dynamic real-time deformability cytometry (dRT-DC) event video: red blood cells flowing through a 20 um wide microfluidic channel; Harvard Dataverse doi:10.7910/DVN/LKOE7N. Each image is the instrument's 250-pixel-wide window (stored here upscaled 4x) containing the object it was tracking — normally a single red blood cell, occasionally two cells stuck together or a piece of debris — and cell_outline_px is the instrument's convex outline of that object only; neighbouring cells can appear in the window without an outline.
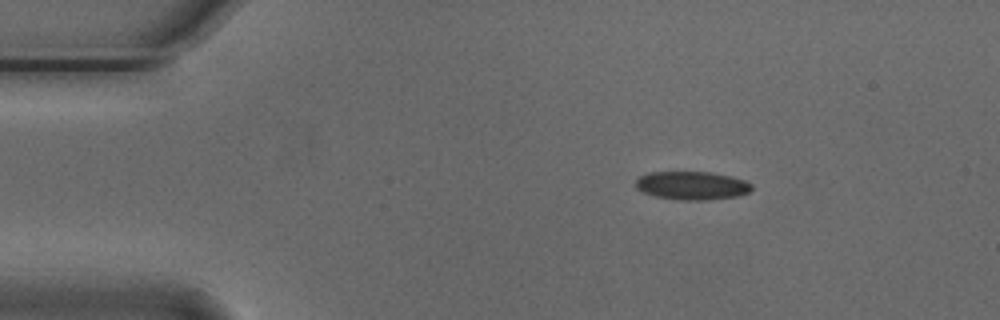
{"species": "Egyptian fruit bat (a non-hibernating species)", "species_latin": "Rousettus aegyptiacus", "temperature_condition": "cold", "stored_images_in_passage": 47, "camera_frame_rate_fps": 3000, "um_per_image_px": 0.085, "animal": {"sex": "male"}, "frame": {"image": 1, "passage_image": 1, "time_ms": 0.0, "image_size_px": [1000, 320], "cell_outline_px": [[752, 188], [748, 192], [736, 196], [704, 200], [680, 200], [656, 196], [644, 192], [636, 188], [636, 180], [640, 176], [648, 172], [712, 172], [732, 176], [744, 180], [752, 184]], "centroid_in_image_um": [58.82, 15.76], "position_along_channel_um": 26.2, "area_um2": 19.07}}
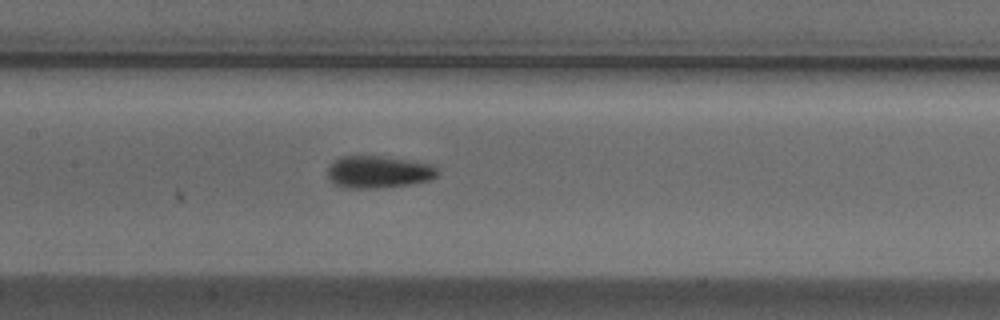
{"frame": {"image": 2, "passage_image": 18, "time_ms": 5.667, "image_size_px": [1000, 320], "cell_outline_px": [[440, 172], [432, 180], [408, 184], [380, 188], [340, 188], [332, 184], [328, 176], [328, 168], [340, 156], [380, 156], [432, 164]], "centroid_in_image_um": [32.15, 14.63], "position_along_channel_um": 175.2, "area_um2": 20.69}}
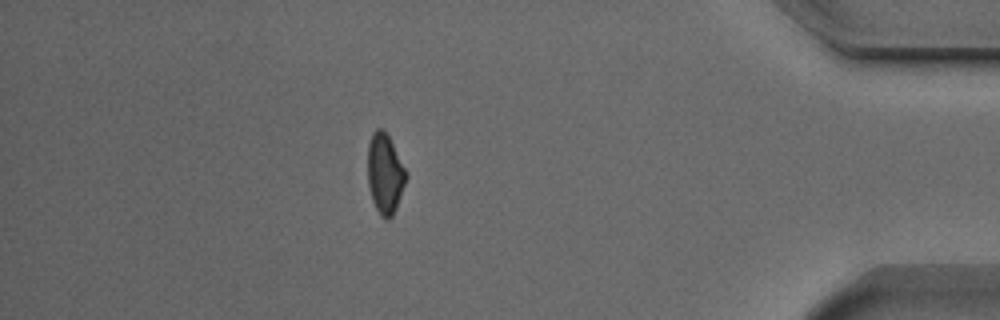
{"frame": {"image": 3, "passage_image": 40, "time_ms": 13.0, "image_size_px": [1000, 320], "cell_outline_px": [[408, 176], [396, 208], [392, 216], [388, 220], [384, 220], [380, 216], [372, 200], [368, 184], [368, 144], [372, 132], [376, 128], [384, 128]], "centroid_in_image_um": [32.7, 14.78], "position_along_channel_um": 402.5, "area_um2": 17.8}, "authors_computed_cell_mechanics": {"area_um2": 19.363, "velocity_mm_per_s": 3.7282, "shape_relaxation_time_tau1_ms": 5.7412, "shape_relaxation_time_tau2_ms": null, "deformation_change_tau1": 0.1162, "deformation_change_tau2": null}}